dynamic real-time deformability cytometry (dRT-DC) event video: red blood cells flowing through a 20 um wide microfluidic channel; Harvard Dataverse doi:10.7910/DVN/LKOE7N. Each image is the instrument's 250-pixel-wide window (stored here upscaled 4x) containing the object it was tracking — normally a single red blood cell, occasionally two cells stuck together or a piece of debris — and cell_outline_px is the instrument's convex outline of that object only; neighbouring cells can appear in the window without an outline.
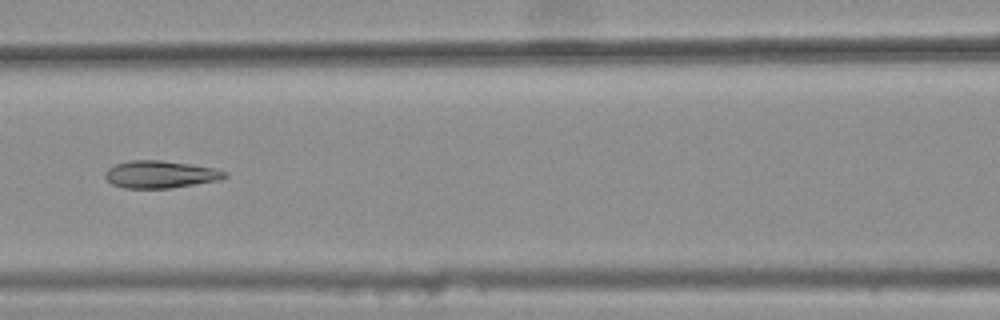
{"species": "common noctule bat (a hibernating species)", "species_latin": "Nyctalus noctula", "temperature_condition": "warm", "stored_images_in_passage": 29, "camera_frame_rate_fps": 3000, "um_per_image_px": 0.085, "animal": {"sex": "female", "body_mass_g": 25.1}, "frame": {"image": 1, "passage_image": 7, "time_ms": 2.0, "image_size_px": [1000, 320], "cell_outline_px": [[228, 176], [220, 180], [172, 188], [124, 188], [112, 184], [104, 176], [104, 172], [108, 168], [116, 164], [132, 160], [160, 160], [216, 168], [228, 172]], "centroid_in_image_um": [13.65, 14.82], "position_along_channel_um": 153.0, "area_um2": 19.13}}
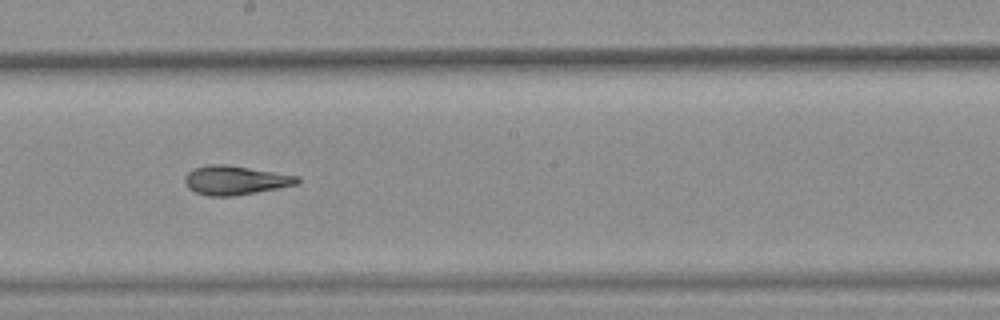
{"frame": {"image": 2, "passage_image": 13, "time_ms": 4.0, "image_size_px": [1000, 320], "cell_outline_px": [[300, 180], [296, 184], [256, 192], [232, 196], [208, 196], [196, 192], [188, 188], [184, 184], [184, 176], [192, 168], [208, 164], [224, 164], [300, 176]], "centroid_in_image_um": [19.93, 15.31], "position_along_channel_um": 228.3, "area_um2": 18.96}}
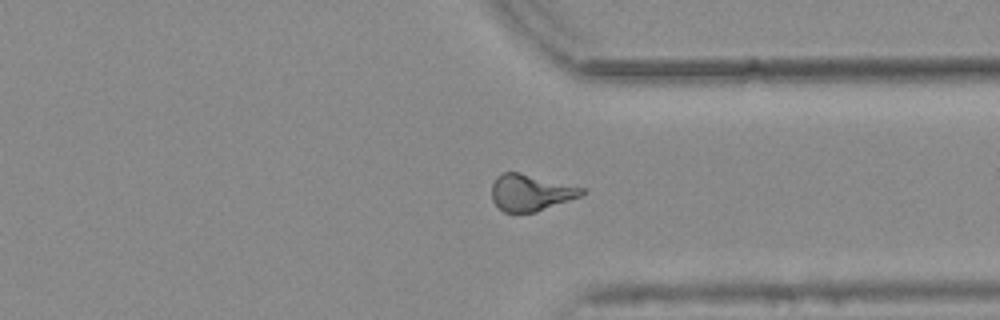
{"frame": {"image": 3, "passage_image": 24, "time_ms": 7.667, "image_size_px": [1000, 320], "cell_outline_px": [[584, 192], [580, 196], [536, 212], [504, 212], [492, 200], [492, 184], [496, 176], [504, 172], [520, 172], [584, 188]], "centroid_in_image_um": [45.07, 16.36], "position_along_channel_um": 366.3, "area_um2": 18.96}}